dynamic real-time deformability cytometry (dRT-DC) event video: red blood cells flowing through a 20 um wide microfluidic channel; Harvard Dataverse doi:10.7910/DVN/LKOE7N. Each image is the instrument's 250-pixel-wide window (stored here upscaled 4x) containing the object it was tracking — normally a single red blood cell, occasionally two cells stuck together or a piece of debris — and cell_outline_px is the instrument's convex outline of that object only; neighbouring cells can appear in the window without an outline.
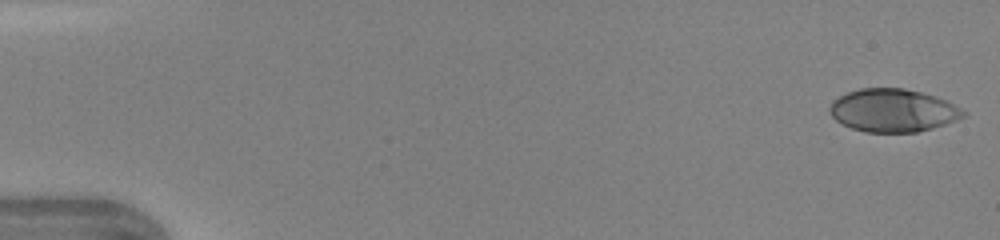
{"species": "human", "species_latin": "Homo sapiens", "temperature_condition": "warm", "stored_images_in_passage": 46, "camera_frame_rate_fps": 3000, "um_per_image_px": 0.085, "donor": {"sex": "female"}, "frame": {"image": 1, "passage_image": 1, "time_ms": 0.0, "image_size_px": [1000, 240], "cell_outline_px": [[968, 112], [964, 116], [956, 120], [932, 128], [916, 132], [864, 132], [852, 128], [836, 120], [828, 112], [828, 108], [832, 100], [848, 92], [860, 88], [904, 88], [936, 96]], "centroid_in_image_um": [75.87, 9.38], "position_along_channel_um": 9.1, "area_um2": 33.35}}
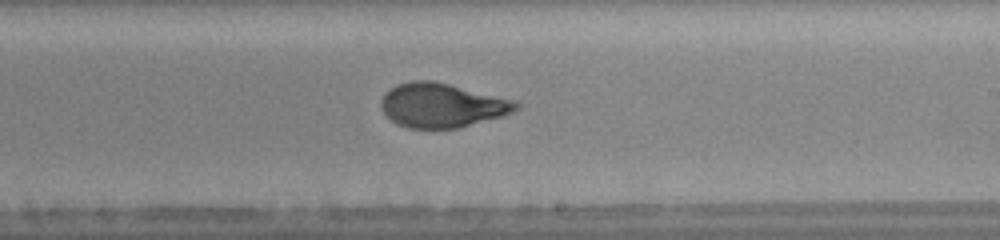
{"frame": {"image": 2, "passage_image": 28, "time_ms": 9.0, "image_size_px": [1000, 240], "cell_outline_px": [[520, 108], [504, 116], [460, 128], [408, 128], [396, 124], [380, 108], [380, 100], [384, 92], [396, 84], [412, 80], [432, 80], [512, 100], [520, 104]], "centroid_in_image_um": [37.52, 8.96], "position_along_channel_um": 251.5, "area_um2": 34.8}}
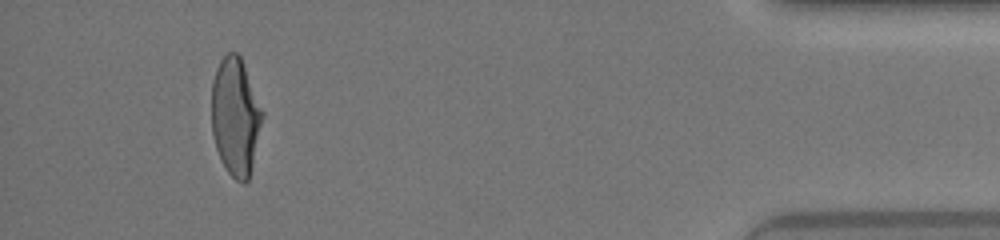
{"frame": {"image": 3, "passage_image": 43, "time_ms": 14.0, "image_size_px": [1000, 240], "cell_outline_px": [[264, 116], [252, 168], [248, 180], [244, 184], [236, 180], [228, 172], [220, 160], [216, 148], [212, 132], [212, 80], [216, 68], [220, 60], [228, 52], [236, 52], [240, 56], [264, 112]], "centroid_in_image_um": [20.02, 9.93], "position_along_channel_um": 415.2, "area_um2": 35.03}, "authors_computed_cell_mechanics": {"area_um2": 34.6222, "velocity_mm_per_s": 4.3919, "shape_relaxation_time_tau1_ms": 4.4572, "shape_relaxation_time_tau2_ms": 0.5986, "deformation_change_tau1": 0.2031, "deformation_change_tau2": 0.0584}}